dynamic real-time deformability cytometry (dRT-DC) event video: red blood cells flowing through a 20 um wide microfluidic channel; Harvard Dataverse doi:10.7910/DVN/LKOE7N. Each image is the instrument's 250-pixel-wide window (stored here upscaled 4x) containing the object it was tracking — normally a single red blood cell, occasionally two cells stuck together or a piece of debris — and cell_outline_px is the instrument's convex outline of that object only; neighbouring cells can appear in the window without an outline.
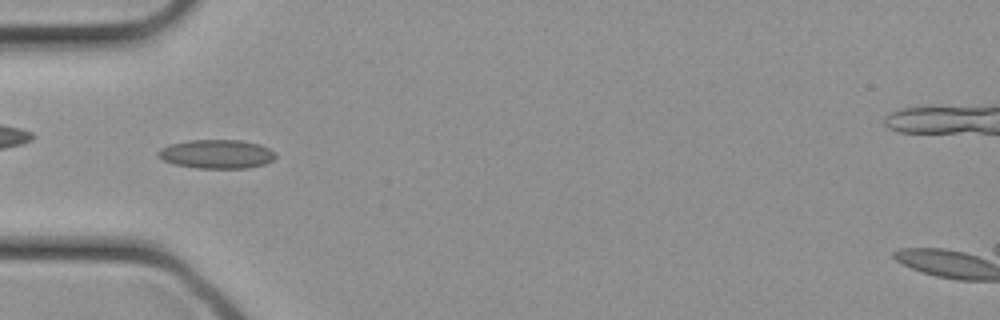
{"species": "common noctule bat (a hibernating species)", "species_latin": "Nyctalus noctula", "temperature_condition": "cold", "stored_images_in_passage": 31, "camera_frame_rate_fps": 3000, "um_per_image_px": 0.085, "animal": {"sex": "female", "body_mass_g": 21.9}, "frame": {"image": 1, "passage_image": 9, "time_ms": 2.667, "image_size_px": [1000, 320], "cell_outline_px": [[276, 156], [272, 160], [264, 164], [248, 168], [196, 168], [176, 164], [164, 160], [156, 156], [156, 152], [160, 148], [168, 144], [188, 140], [240, 140], [260, 144], [276, 152]], "centroid_in_image_um": [18.4, 13.09], "position_along_channel_um": 66.6, "area_um2": 19.88}}
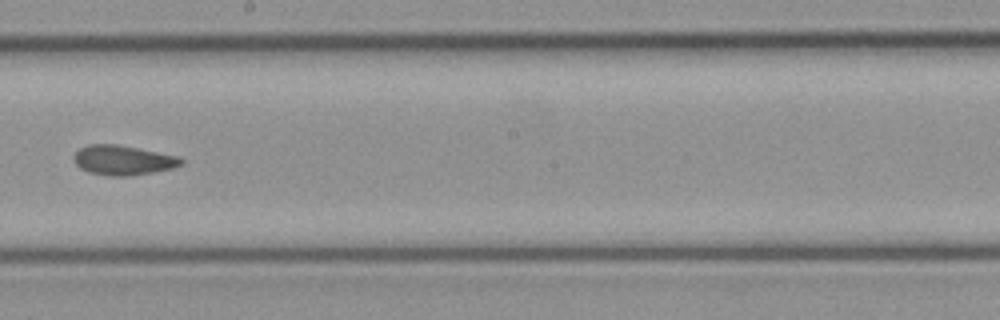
{"frame": {"image": 2, "passage_image": 17, "time_ms": 5.333, "image_size_px": [1000, 320], "cell_outline_px": [[184, 164], [172, 168], [152, 172], [128, 176], [108, 176], [88, 172], [80, 168], [72, 160], [72, 156], [80, 148], [88, 144], [116, 144], [180, 156], [184, 160]], "centroid_in_image_um": [10.45, 13.61], "position_along_channel_um": 237.8, "area_um2": 18.73}}
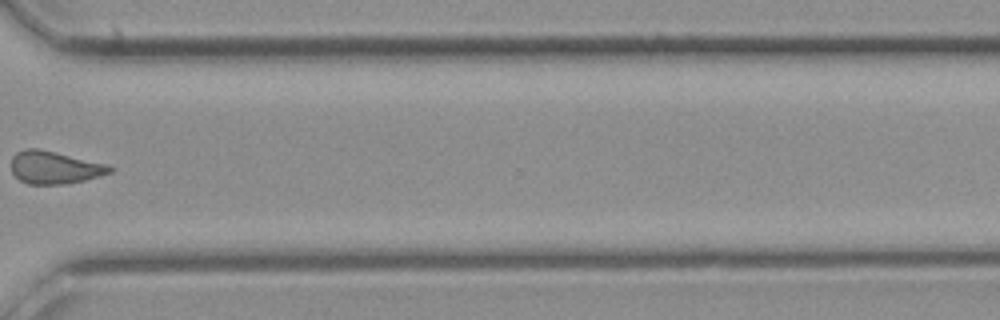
{"frame": {"image": 3, "passage_image": 23, "time_ms": 7.333, "image_size_px": [1000, 320], "cell_outline_px": [[116, 168], [112, 172], [100, 176], [84, 180], [64, 184], [28, 184], [20, 180], [12, 172], [12, 156], [16, 152], [24, 148], [40, 148], [108, 164]], "centroid_in_image_um": [4.66, 14.22], "position_along_channel_um": 365.9, "area_um2": 18.96}}